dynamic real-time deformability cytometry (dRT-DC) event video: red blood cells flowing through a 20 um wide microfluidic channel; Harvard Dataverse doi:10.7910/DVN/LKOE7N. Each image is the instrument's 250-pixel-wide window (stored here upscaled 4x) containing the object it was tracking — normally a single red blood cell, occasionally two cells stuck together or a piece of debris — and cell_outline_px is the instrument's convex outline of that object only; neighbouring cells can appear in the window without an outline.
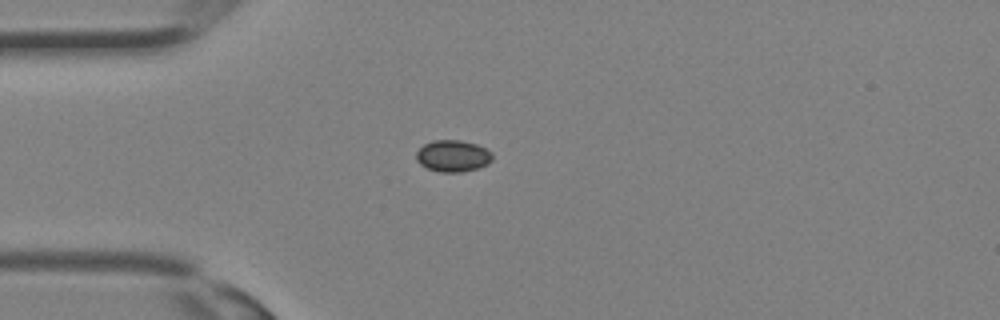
{"species": "Egyptian fruit bat (a non-hibernating species)", "species_latin": "Rousettus aegyptiacus", "temperature_condition": "room temperature", "stored_images_in_passage": 24, "camera_frame_rate_fps": 3000, "um_per_image_px": 0.085, "animal": {"sex": "female"}, "frame": {"image": 1, "passage_image": 1, "time_ms": 0.0, "image_size_px": [1000, 320], "cell_outline_px": [[492, 160], [488, 164], [476, 168], [460, 172], [440, 172], [428, 168], [420, 164], [416, 160], [416, 152], [424, 144], [432, 140], [460, 140], [476, 144], [488, 148], [492, 152]], "centroid_in_image_um": [38.5, 13.24], "position_along_channel_um": 46.5, "area_um2": 14.1}}
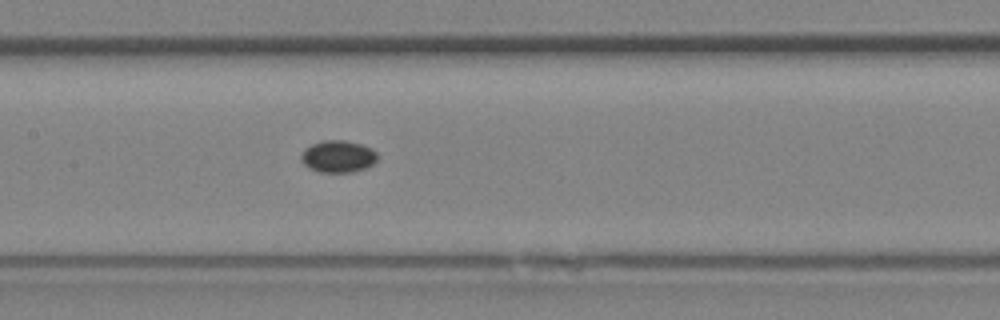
{"frame": {"image": 2, "passage_image": 8, "time_ms": 2.333, "image_size_px": [1000, 320], "cell_outline_px": [[376, 160], [372, 164], [364, 168], [352, 172], [320, 172], [308, 168], [300, 160], [300, 156], [304, 148], [312, 144], [324, 140], [344, 140], [360, 144], [372, 148], [376, 152]], "centroid_in_image_um": [28.69, 13.29], "position_along_channel_um": 178.7, "area_um2": 14.22}}
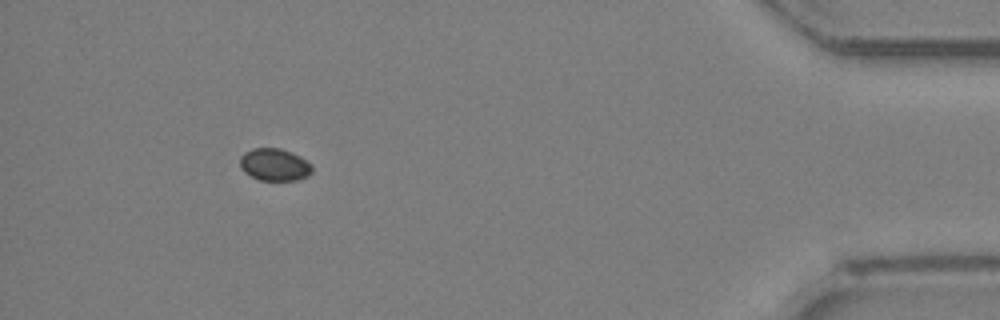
{"frame": {"image": 3, "passage_image": 22, "time_ms": 7.0, "image_size_px": [1000, 320], "cell_outline_px": [[312, 172], [308, 176], [296, 180], [260, 180], [244, 172], [240, 168], [240, 156], [244, 152], [252, 148], [280, 148], [292, 152], [300, 156], [312, 164]], "centroid_in_image_um": [23.33, 13.98], "position_along_channel_um": 411.9, "area_um2": 13.7}}